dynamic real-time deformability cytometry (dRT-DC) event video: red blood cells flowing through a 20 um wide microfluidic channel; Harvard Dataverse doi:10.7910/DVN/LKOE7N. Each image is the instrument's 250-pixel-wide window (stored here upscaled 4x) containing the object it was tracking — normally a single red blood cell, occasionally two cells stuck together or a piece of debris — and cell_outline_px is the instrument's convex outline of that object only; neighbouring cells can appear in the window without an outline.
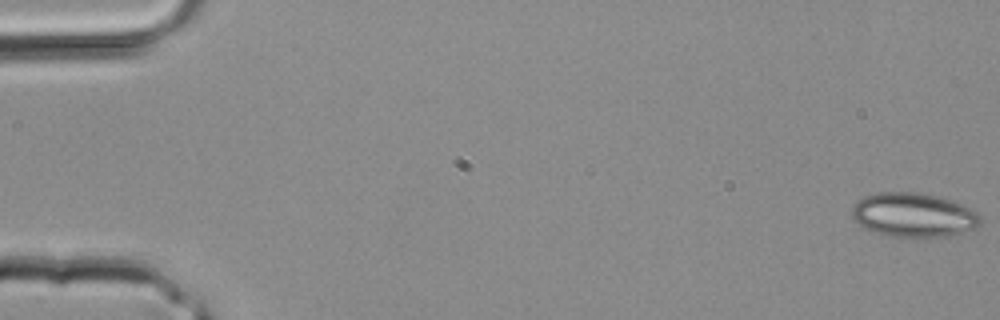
{"species": "common noctule bat (a hibernating species)", "species_latin": "Nyctalus noctula", "temperature_condition": "room temperature", "stored_images_in_passage": 5, "camera_frame_rate_fps": 3000, "um_per_image_px": 0.085, "animal": {"sex": "male", "body_mass_g": 20.4}, "frame": {"image": 1, "passage_image": 1, "time_ms": 0.0, "image_size_px": [1000, 320], "cell_outline_px": [[980, 224], [976, 228], [948, 236], [888, 236], [864, 228], [852, 216], [852, 204], [864, 196], [876, 192], [916, 192], [936, 196], [952, 200], [972, 208], [980, 216]], "centroid_in_image_um": [77.65, 18.25], "position_along_channel_um": 7.4, "area_um2": 32.95}}